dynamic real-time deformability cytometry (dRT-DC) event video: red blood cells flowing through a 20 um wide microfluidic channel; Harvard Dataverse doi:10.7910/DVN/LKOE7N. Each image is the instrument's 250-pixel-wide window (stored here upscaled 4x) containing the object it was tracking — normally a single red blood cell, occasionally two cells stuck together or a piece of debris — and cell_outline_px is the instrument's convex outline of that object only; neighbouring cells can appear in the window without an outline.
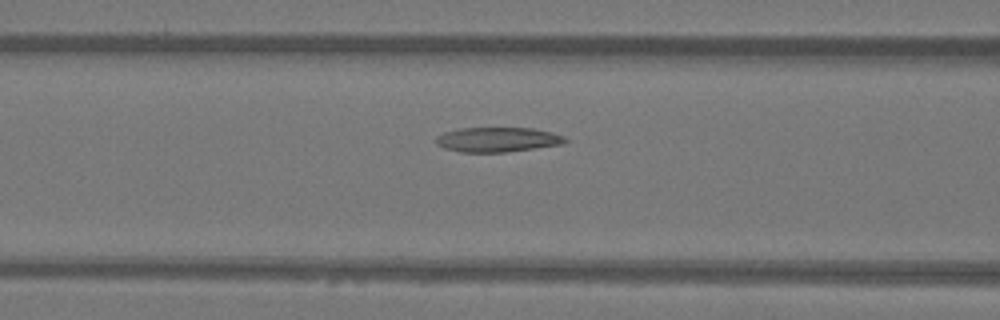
{"species": "Egyptian fruit bat (a non-hibernating species)", "species_latin": "Rousettus aegyptiacus", "temperature_condition": "warm", "stored_images_in_passage": 33, "camera_frame_rate_fps": 3000, "um_per_image_px": 0.085, "animal": {"sex": "female"}, "frame": {"image": 1, "passage_image": 12, "time_ms": 3.667, "image_size_px": [1000, 320], "cell_outline_px": [[568, 140], [564, 144], [504, 152], [460, 152], [444, 148], [436, 144], [436, 136], [444, 132], [460, 128], [532, 128], [552, 132], [564, 136]], "centroid_in_image_um": [42.29, 11.86], "position_along_channel_um": 124.3, "area_um2": 18.61}}
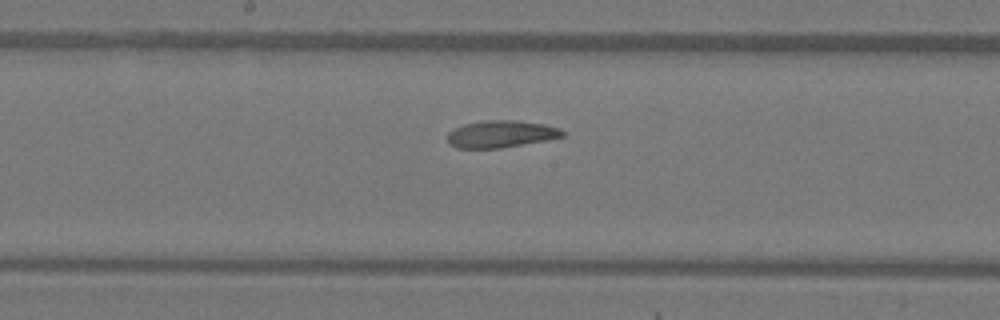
{"frame": {"image": 2, "passage_image": 18, "time_ms": 5.667, "image_size_px": [1000, 320], "cell_outline_px": [[564, 136], [544, 140], [500, 148], [456, 148], [448, 140], [448, 132], [464, 124], [484, 120], [516, 120], [544, 124], [560, 128], [564, 132]], "centroid_in_image_um": [42.58, 11.38], "position_along_channel_um": 205.6, "area_um2": 17.92}}
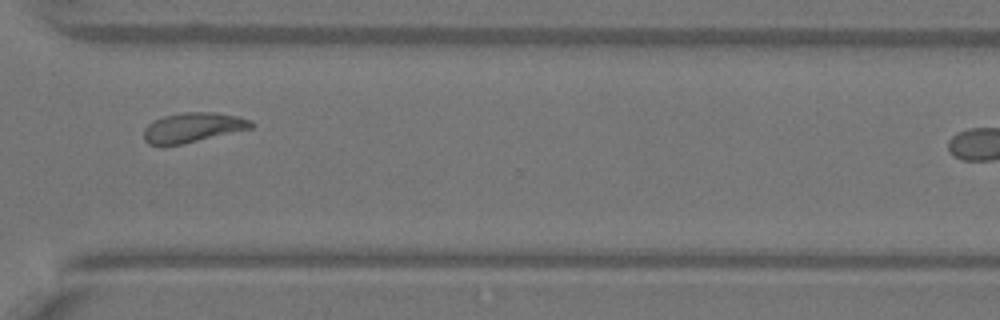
{"frame": {"image": 3, "passage_image": 29, "time_ms": 9.333, "image_size_px": [1000, 320], "cell_outline_px": [[256, 124], [252, 128], [184, 144], [148, 144], [144, 140], [144, 128], [148, 124], [164, 116], [184, 112], [216, 112], [236, 116], [252, 120]], "centroid_in_image_um": [16.43, 10.83], "position_along_channel_um": 354.2, "area_um2": 18.5}}